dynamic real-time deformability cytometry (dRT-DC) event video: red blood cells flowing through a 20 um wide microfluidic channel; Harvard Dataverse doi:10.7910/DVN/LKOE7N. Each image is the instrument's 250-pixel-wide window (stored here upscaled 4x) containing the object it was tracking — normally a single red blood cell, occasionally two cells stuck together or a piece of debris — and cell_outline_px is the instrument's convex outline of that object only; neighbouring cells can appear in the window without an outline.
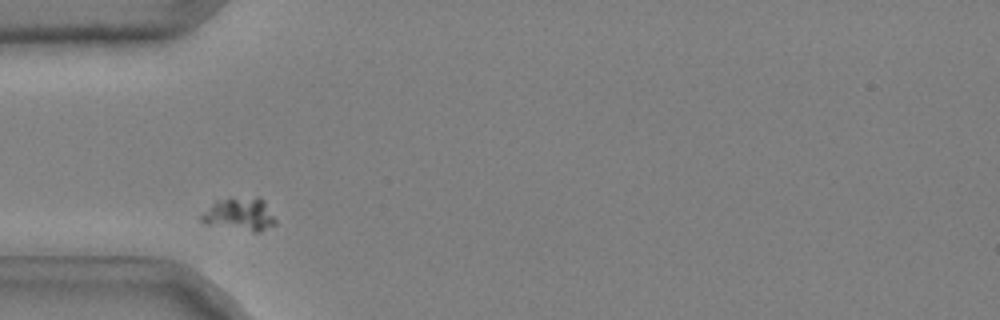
{"species": "common noctule bat (a hibernating species)", "species_latin": "Nyctalus noctula", "temperature_condition": "cold", "stored_images_in_passage": 42, "camera_frame_rate_fps": 3000, "um_per_image_px": 0.085, "animal": {"sex": "male", "body_mass_g": 20.4}, "frame": {"image": 1, "passage_image": 4, "time_ms": 1.0, "image_size_px": [1000, 320], "cell_outline_px": [[276, 224], [260, 232], [252, 232], [204, 224], [200, 220], [200, 216], [216, 200], [232, 196], [260, 196], [264, 200], [276, 220]], "centroid_in_image_um": [20.38, 18.19], "position_along_channel_um": 64.6, "area_um2": 14.74}}
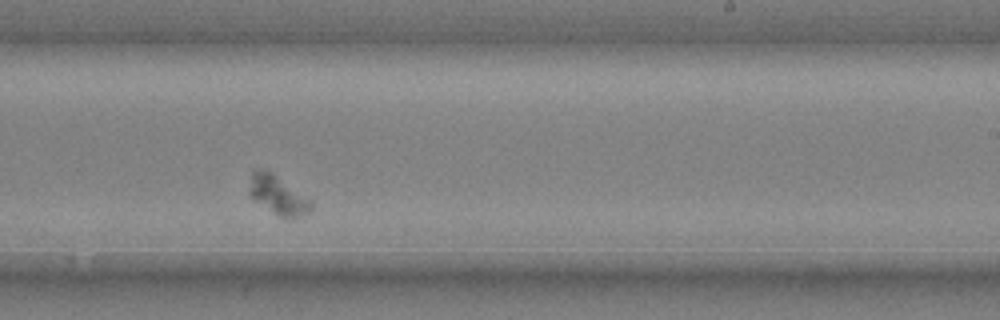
{"frame": {"image": 2, "passage_image": 22, "time_ms": 7.0, "image_size_px": [1000, 320], "cell_outline_px": [[312, 212], [296, 216], [280, 216], [252, 200], [248, 196], [248, 192], [252, 168], [256, 168], [272, 172], [312, 200]], "centroid_in_image_um": [23.58, 16.54], "position_along_channel_um": 265.4, "area_um2": 14.05}}
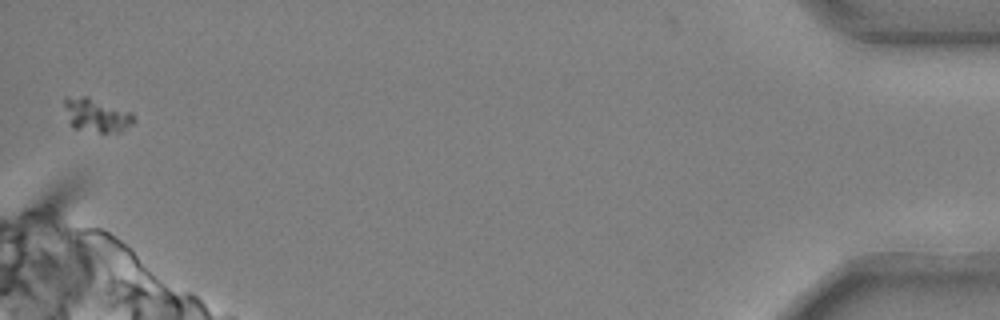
{"frame": {"image": 3, "passage_image": 42, "time_ms": 13.667, "image_size_px": [1000, 320], "cell_outline_px": [[136, 120], [132, 124], [120, 132], [100, 132], [72, 128], [64, 104], [64, 96], [88, 96], [132, 112], [136, 116]], "centroid_in_image_um": [8.23, 9.77], "position_along_channel_um": 427.0, "area_um2": 13.7}}